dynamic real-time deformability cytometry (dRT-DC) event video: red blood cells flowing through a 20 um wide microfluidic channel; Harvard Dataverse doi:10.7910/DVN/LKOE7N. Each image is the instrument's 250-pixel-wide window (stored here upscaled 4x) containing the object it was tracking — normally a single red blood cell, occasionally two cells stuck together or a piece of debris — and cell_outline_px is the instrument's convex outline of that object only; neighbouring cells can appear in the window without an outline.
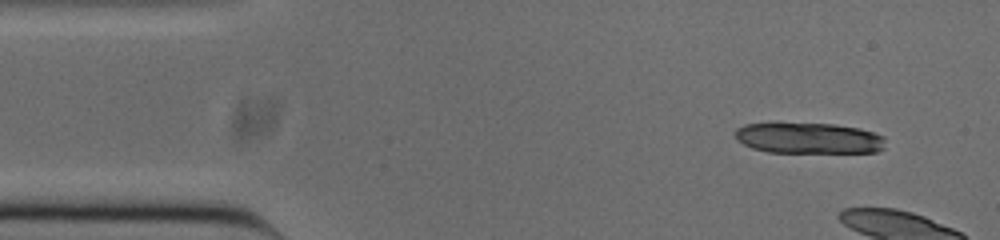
{"species": "common noctule bat (a hibernating species)", "species_latin": "Nyctalus noctula", "temperature_condition": "cold", "stored_images_in_passage": 6, "camera_frame_rate_fps": 3000, "um_per_image_px": 0.085, "animal": {"sex": "male", "body_mass_g": 20.0, "forearm_length_mm": 53.3}, "frame": {"image": 1, "passage_image": 1, "time_ms": 0.0, "image_size_px": [1000, 240], "cell_outline_px": [[884, 148], [876, 152], [768, 152], [752, 148], [736, 140], [736, 128], [744, 124], [832, 124], [860, 128], [884, 136]], "centroid_in_image_um": [68.75, 11.75], "position_along_channel_um": 16.2, "area_um2": 26.76}}